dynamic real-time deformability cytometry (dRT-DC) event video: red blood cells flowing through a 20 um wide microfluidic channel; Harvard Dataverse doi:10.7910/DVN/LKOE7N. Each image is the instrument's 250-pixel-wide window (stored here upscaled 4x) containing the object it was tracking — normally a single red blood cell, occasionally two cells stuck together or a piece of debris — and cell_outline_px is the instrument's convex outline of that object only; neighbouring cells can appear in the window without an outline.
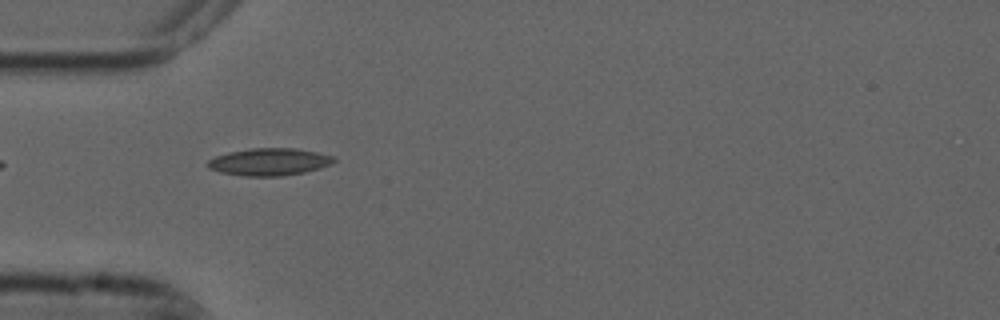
{"species": "common noctule bat (a hibernating species)", "species_latin": "Nyctalus noctula", "temperature_condition": "cold", "stored_images_in_passage": 6, "camera_frame_rate_fps": 3000, "um_per_image_px": 0.085, "animal": {"sex": "male", "forearm_length_mm": 52.5}, "frame": {"image": 1, "passage_image": 5, "time_ms": 1.333, "image_size_px": [1000, 320], "cell_outline_px": [[336, 160], [320, 168], [304, 172], [280, 176], [244, 176], [220, 172], [208, 168], [208, 160], [216, 156], [228, 152], [252, 148], [296, 148], [336, 156]], "centroid_in_image_um": [22.89, 13.75], "position_along_channel_um": 62.1, "area_um2": 20.0}}
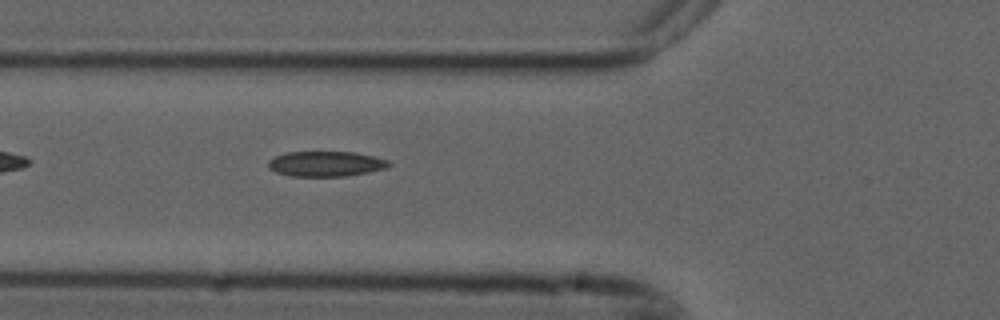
{"frame": {"image": 2, "passage_image": 6, "time_ms": 1.667, "image_size_px": [1000, 320], "cell_outline_px": [[392, 164], [388, 168], [348, 176], [292, 176], [276, 172], [268, 168], [268, 160], [276, 156], [288, 152], [356, 152], [388, 160]], "centroid_in_image_um": [27.72, 13.93], "position_along_channel_um": 98.1, "area_um2": 17.74}}